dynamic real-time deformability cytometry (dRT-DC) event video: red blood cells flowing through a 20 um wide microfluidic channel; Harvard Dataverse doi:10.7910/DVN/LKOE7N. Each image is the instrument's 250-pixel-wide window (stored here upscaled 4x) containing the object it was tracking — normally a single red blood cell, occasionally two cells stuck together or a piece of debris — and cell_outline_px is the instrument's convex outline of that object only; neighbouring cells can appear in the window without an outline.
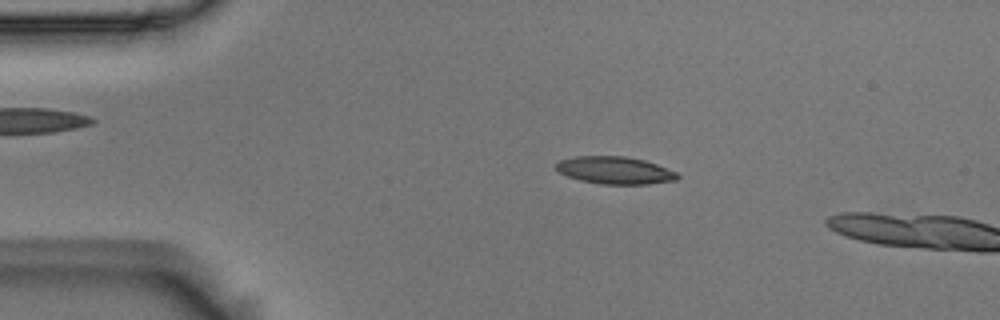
{"species": "Egyptian fruit bat (a non-hibernating species)", "species_latin": "Rousettus aegyptiacus", "temperature_condition": "room temperature", "stored_images_in_passage": 9, "camera_frame_rate_fps": 3000, "um_per_image_px": 0.085, "animal": {"sex": "male"}, "frame": {"image": 1, "passage_image": 6, "time_ms": 1.667, "image_size_px": [1000, 320], "cell_outline_px": [[680, 176], [676, 180], [648, 184], [600, 184], [580, 180], [568, 176], [560, 172], [556, 168], [556, 164], [560, 160], [576, 156], [624, 156], [644, 160], [656, 164], [676, 172]], "centroid_in_image_um": [52.27, 14.48], "position_along_channel_um": 32.7, "area_um2": 19.25}}